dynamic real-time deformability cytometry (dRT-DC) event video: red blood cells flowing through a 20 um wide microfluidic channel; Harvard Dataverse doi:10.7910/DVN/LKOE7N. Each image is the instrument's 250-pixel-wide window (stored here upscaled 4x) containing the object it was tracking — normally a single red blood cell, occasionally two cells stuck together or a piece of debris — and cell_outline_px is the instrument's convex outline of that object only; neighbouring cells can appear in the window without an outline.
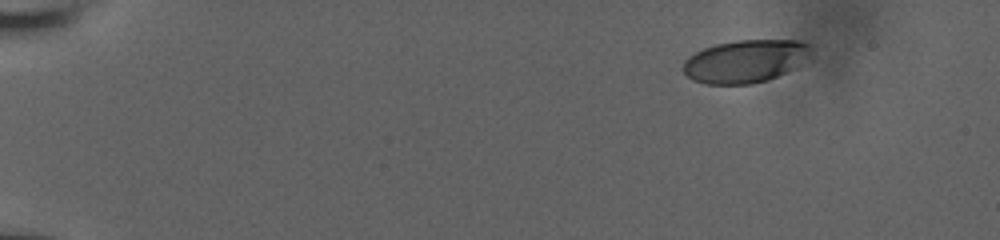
{"species": "human", "species_latin": "Homo sapiens", "temperature_condition": "room temperature", "stored_images_in_passage": 49, "camera_frame_rate_fps": 3000, "um_per_image_px": 0.085, "donor": {"sex": "male"}, "frame": {"image": 1, "passage_image": 1, "time_ms": 0.0, "image_size_px": [1000, 240], "cell_outline_px": [[808, 44], [792, 68], [768, 80], [752, 84], [708, 84], [692, 80], [684, 72], [684, 60], [688, 56], [704, 48], [716, 44], [736, 40], [796, 40]], "centroid_in_image_um": [63.16, 5.21], "position_along_channel_um": 21.8, "area_um2": 30.63}}
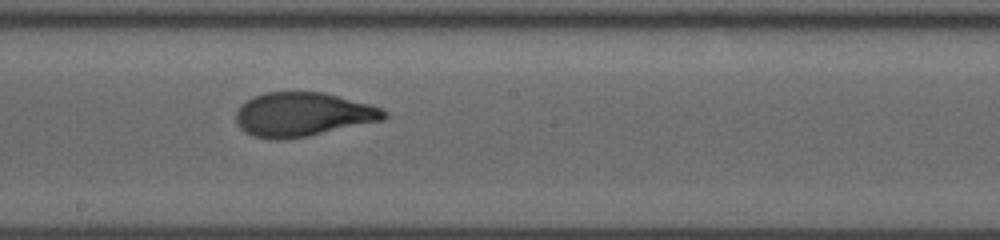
{"frame": {"image": 2, "passage_image": 27, "time_ms": 8.667, "image_size_px": [1000, 240], "cell_outline_px": [[388, 116], [384, 120], [308, 136], [280, 140], [272, 140], [252, 136], [244, 132], [236, 124], [236, 112], [240, 104], [256, 96], [268, 92], [324, 92], [368, 104], [380, 108], [388, 112]], "centroid_in_image_um": [25.72, 9.74], "position_along_channel_um": 222.5, "area_um2": 38.03}}
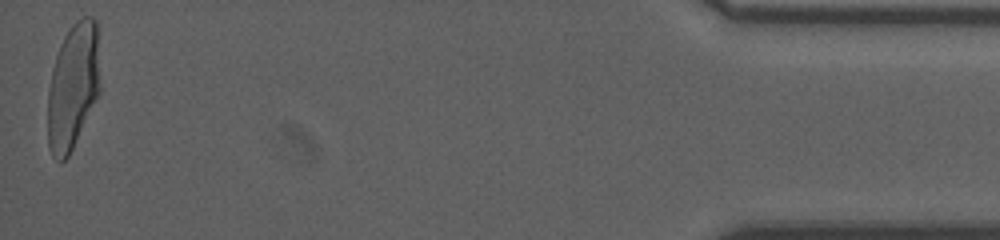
{"frame": {"image": 3, "passage_image": 49, "time_ms": 16.0, "image_size_px": [1000, 240], "cell_outline_px": [[100, 92], [68, 156], [60, 164], [52, 156], [48, 148], [48, 92], [52, 68], [60, 44], [68, 28], [76, 20], [84, 16], [92, 16], [96, 20], [100, 88]], "centroid_in_image_um": [6.19, 7.33], "position_along_channel_um": 429.0, "area_um2": 38.49}, "authors_computed_cell_mechanics": {"area_um2": 37.4544, "velocity_mm_per_s": 3.9247, "shape_relaxation_time_tau1_ms": 4.2672, "shape_relaxation_time_tau2_ms": 0.6638, "deformation_change_tau1": 0.1954, "deformation_change_tau2": 0.0572}}